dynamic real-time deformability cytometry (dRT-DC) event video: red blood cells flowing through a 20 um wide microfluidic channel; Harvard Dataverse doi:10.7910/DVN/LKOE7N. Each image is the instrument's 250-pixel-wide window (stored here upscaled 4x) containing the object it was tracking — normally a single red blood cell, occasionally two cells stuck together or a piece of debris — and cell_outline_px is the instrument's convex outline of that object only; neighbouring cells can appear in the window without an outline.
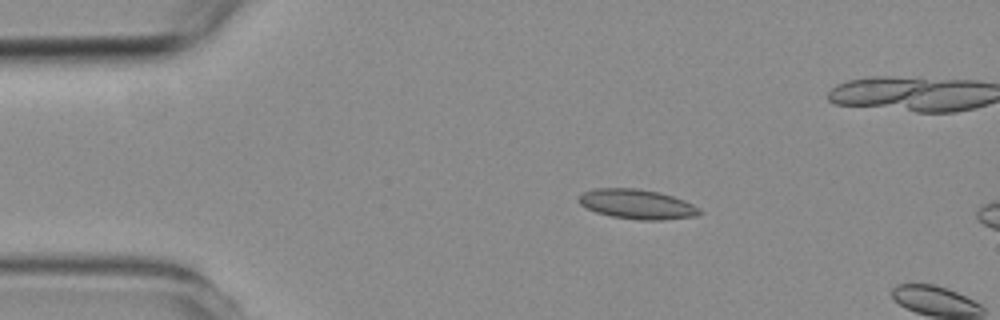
{"species": "common noctule bat (a hibernating species)", "species_latin": "Nyctalus noctula", "temperature_condition": "room temperature", "stored_images_in_passage": 4, "camera_frame_rate_fps": 3000, "um_per_image_px": 0.085, "animal": {"sex": "female", "body_mass_g": 19.3, "forearm_length_mm": 54.1}, "frame": {"image": 1, "passage_image": 3, "time_ms": 2.333, "image_size_px": [1000, 320], "cell_outline_px": [[704, 212], [696, 216], [664, 220], [640, 220], [612, 216], [596, 212], [584, 208], [576, 200], [584, 192], [596, 188], [636, 188], [660, 192], [684, 200], [700, 208]], "centroid_in_image_um": [54.16, 17.36], "position_along_channel_um": 30.8, "area_um2": 21.04}}